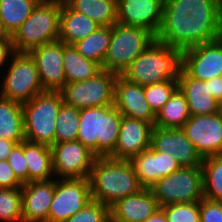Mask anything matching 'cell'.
<instances>
[{"label": "cell", "mask_w": 222, "mask_h": 222, "mask_svg": "<svg viewBox=\"0 0 222 222\" xmlns=\"http://www.w3.org/2000/svg\"><path fill=\"white\" fill-rule=\"evenodd\" d=\"M62 0H41L30 16L11 35L15 52L33 48L59 39Z\"/></svg>", "instance_id": "obj_5"}, {"label": "cell", "mask_w": 222, "mask_h": 222, "mask_svg": "<svg viewBox=\"0 0 222 222\" xmlns=\"http://www.w3.org/2000/svg\"><path fill=\"white\" fill-rule=\"evenodd\" d=\"M23 222H48V214L54 197L55 178L23 184Z\"/></svg>", "instance_id": "obj_21"}, {"label": "cell", "mask_w": 222, "mask_h": 222, "mask_svg": "<svg viewBox=\"0 0 222 222\" xmlns=\"http://www.w3.org/2000/svg\"><path fill=\"white\" fill-rule=\"evenodd\" d=\"M117 22L141 27L157 36L163 13V0H116Z\"/></svg>", "instance_id": "obj_17"}, {"label": "cell", "mask_w": 222, "mask_h": 222, "mask_svg": "<svg viewBox=\"0 0 222 222\" xmlns=\"http://www.w3.org/2000/svg\"><path fill=\"white\" fill-rule=\"evenodd\" d=\"M218 4H219V12L222 18V0H218Z\"/></svg>", "instance_id": "obj_46"}, {"label": "cell", "mask_w": 222, "mask_h": 222, "mask_svg": "<svg viewBox=\"0 0 222 222\" xmlns=\"http://www.w3.org/2000/svg\"><path fill=\"white\" fill-rule=\"evenodd\" d=\"M91 201L89 178L56 179L48 222H65Z\"/></svg>", "instance_id": "obj_11"}, {"label": "cell", "mask_w": 222, "mask_h": 222, "mask_svg": "<svg viewBox=\"0 0 222 222\" xmlns=\"http://www.w3.org/2000/svg\"><path fill=\"white\" fill-rule=\"evenodd\" d=\"M0 222H23L22 188H0Z\"/></svg>", "instance_id": "obj_34"}, {"label": "cell", "mask_w": 222, "mask_h": 222, "mask_svg": "<svg viewBox=\"0 0 222 222\" xmlns=\"http://www.w3.org/2000/svg\"><path fill=\"white\" fill-rule=\"evenodd\" d=\"M110 41L111 26H101L94 33L72 45L84 58L95 61L102 66Z\"/></svg>", "instance_id": "obj_31"}, {"label": "cell", "mask_w": 222, "mask_h": 222, "mask_svg": "<svg viewBox=\"0 0 222 222\" xmlns=\"http://www.w3.org/2000/svg\"><path fill=\"white\" fill-rule=\"evenodd\" d=\"M153 127L151 123L122 116L115 149L107 157L130 161L151 146Z\"/></svg>", "instance_id": "obj_18"}, {"label": "cell", "mask_w": 222, "mask_h": 222, "mask_svg": "<svg viewBox=\"0 0 222 222\" xmlns=\"http://www.w3.org/2000/svg\"><path fill=\"white\" fill-rule=\"evenodd\" d=\"M63 102L60 92L45 91L22 104L26 141L54 145L56 119Z\"/></svg>", "instance_id": "obj_6"}, {"label": "cell", "mask_w": 222, "mask_h": 222, "mask_svg": "<svg viewBox=\"0 0 222 222\" xmlns=\"http://www.w3.org/2000/svg\"><path fill=\"white\" fill-rule=\"evenodd\" d=\"M23 184L17 179L7 160H0V188L14 189Z\"/></svg>", "instance_id": "obj_40"}, {"label": "cell", "mask_w": 222, "mask_h": 222, "mask_svg": "<svg viewBox=\"0 0 222 222\" xmlns=\"http://www.w3.org/2000/svg\"><path fill=\"white\" fill-rule=\"evenodd\" d=\"M130 163L144 188H150L162 177L181 168L171 154L157 152L151 146L133 157Z\"/></svg>", "instance_id": "obj_20"}, {"label": "cell", "mask_w": 222, "mask_h": 222, "mask_svg": "<svg viewBox=\"0 0 222 222\" xmlns=\"http://www.w3.org/2000/svg\"><path fill=\"white\" fill-rule=\"evenodd\" d=\"M63 66L66 83L85 81L102 71L99 63L84 58L73 45L65 43H63Z\"/></svg>", "instance_id": "obj_27"}, {"label": "cell", "mask_w": 222, "mask_h": 222, "mask_svg": "<svg viewBox=\"0 0 222 222\" xmlns=\"http://www.w3.org/2000/svg\"><path fill=\"white\" fill-rule=\"evenodd\" d=\"M7 161L17 179L22 184L28 183V168L26 158L24 157V141L18 143L12 149Z\"/></svg>", "instance_id": "obj_38"}, {"label": "cell", "mask_w": 222, "mask_h": 222, "mask_svg": "<svg viewBox=\"0 0 222 222\" xmlns=\"http://www.w3.org/2000/svg\"><path fill=\"white\" fill-rule=\"evenodd\" d=\"M199 211L200 222H222V202L202 198Z\"/></svg>", "instance_id": "obj_39"}, {"label": "cell", "mask_w": 222, "mask_h": 222, "mask_svg": "<svg viewBox=\"0 0 222 222\" xmlns=\"http://www.w3.org/2000/svg\"><path fill=\"white\" fill-rule=\"evenodd\" d=\"M210 89L213 97L220 102L222 100V79L221 77H216L210 79Z\"/></svg>", "instance_id": "obj_43"}, {"label": "cell", "mask_w": 222, "mask_h": 222, "mask_svg": "<svg viewBox=\"0 0 222 222\" xmlns=\"http://www.w3.org/2000/svg\"><path fill=\"white\" fill-rule=\"evenodd\" d=\"M219 113L222 115V100L219 102Z\"/></svg>", "instance_id": "obj_47"}, {"label": "cell", "mask_w": 222, "mask_h": 222, "mask_svg": "<svg viewBox=\"0 0 222 222\" xmlns=\"http://www.w3.org/2000/svg\"><path fill=\"white\" fill-rule=\"evenodd\" d=\"M190 116L186 98L177 88L156 114L154 126L170 129L182 128Z\"/></svg>", "instance_id": "obj_28"}, {"label": "cell", "mask_w": 222, "mask_h": 222, "mask_svg": "<svg viewBox=\"0 0 222 222\" xmlns=\"http://www.w3.org/2000/svg\"><path fill=\"white\" fill-rule=\"evenodd\" d=\"M202 159L222 155V115H191L181 128Z\"/></svg>", "instance_id": "obj_13"}, {"label": "cell", "mask_w": 222, "mask_h": 222, "mask_svg": "<svg viewBox=\"0 0 222 222\" xmlns=\"http://www.w3.org/2000/svg\"><path fill=\"white\" fill-rule=\"evenodd\" d=\"M89 181L91 199L108 207L144 189L130 161L109 157L95 159Z\"/></svg>", "instance_id": "obj_2"}, {"label": "cell", "mask_w": 222, "mask_h": 222, "mask_svg": "<svg viewBox=\"0 0 222 222\" xmlns=\"http://www.w3.org/2000/svg\"><path fill=\"white\" fill-rule=\"evenodd\" d=\"M14 53L12 37L10 35L4 40H0V71L3 70V67L6 68Z\"/></svg>", "instance_id": "obj_41"}, {"label": "cell", "mask_w": 222, "mask_h": 222, "mask_svg": "<svg viewBox=\"0 0 222 222\" xmlns=\"http://www.w3.org/2000/svg\"><path fill=\"white\" fill-rule=\"evenodd\" d=\"M182 69L194 79L209 80L222 74V36L182 53Z\"/></svg>", "instance_id": "obj_14"}, {"label": "cell", "mask_w": 222, "mask_h": 222, "mask_svg": "<svg viewBox=\"0 0 222 222\" xmlns=\"http://www.w3.org/2000/svg\"><path fill=\"white\" fill-rule=\"evenodd\" d=\"M168 222H200L199 201L160 207Z\"/></svg>", "instance_id": "obj_36"}, {"label": "cell", "mask_w": 222, "mask_h": 222, "mask_svg": "<svg viewBox=\"0 0 222 222\" xmlns=\"http://www.w3.org/2000/svg\"><path fill=\"white\" fill-rule=\"evenodd\" d=\"M0 138L25 141L22 104L0 96Z\"/></svg>", "instance_id": "obj_26"}, {"label": "cell", "mask_w": 222, "mask_h": 222, "mask_svg": "<svg viewBox=\"0 0 222 222\" xmlns=\"http://www.w3.org/2000/svg\"><path fill=\"white\" fill-rule=\"evenodd\" d=\"M221 36L218 0H163L157 41L183 51Z\"/></svg>", "instance_id": "obj_1"}, {"label": "cell", "mask_w": 222, "mask_h": 222, "mask_svg": "<svg viewBox=\"0 0 222 222\" xmlns=\"http://www.w3.org/2000/svg\"><path fill=\"white\" fill-rule=\"evenodd\" d=\"M80 127L77 140L98 157H107L119 136L122 114L114 105L79 109Z\"/></svg>", "instance_id": "obj_4"}, {"label": "cell", "mask_w": 222, "mask_h": 222, "mask_svg": "<svg viewBox=\"0 0 222 222\" xmlns=\"http://www.w3.org/2000/svg\"><path fill=\"white\" fill-rule=\"evenodd\" d=\"M151 147L157 152L171 154L181 167L202 165V157L181 128L170 129L154 126L151 134Z\"/></svg>", "instance_id": "obj_16"}, {"label": "cell", "mask_w": 222, "mask_h": 222, "mask_svg": "<svg viewBox=\"0 0 222 222\" xmlns=\"http://www.w3.org/2000/svg\"><path fill=\"white\" fill-rule=\"evenodd\" d=\"M17 144L15 141L0 138V160H7Z\"/></svg>", "instance_id": "obj_42"}, {"label": "cell", "mask_w": 222, "mask_h": 222, "mask_svg": "<svg viewBox=\"0 0 222 222\" xmlns=\"http://www.w3.org/2000/svg\"><path fill=\"white\" fill-rule=\"evenodd\" d=\"M156 37L148 30L116 23L111 26V41L102 64V70L122 75L136 57Z\"/></svg>", "instance_id": "obj_7"}, {"label": "cell", "mask_w": 222, "mask_h": 222, "mask_svg": "<svg viewBox=\"0 0 222 222\" xmlns=\"http://www.w3.org/2000/svg\"><path fill=\"white\" fill-rule=\"evenodd\" d=\"M178 88L186 98L190 115H211L219 112V102L211 93L210 79H194L181 69Z\"/></svg>", "instance_id": "obj_23"}, {"label": "cell", "mask_w": 222, "mask_h": 222, "mask_svg": "<svg viewBox=\"0 0 222 222\" xmlns=\"http://www.w3.org/2000/svg\"><path fill=\"white\" fill-rule=\"evenodd\" d=\"M144 222H168V221L164 212L159 208L153 215H151Z\"/></svg>", "instance_id": "obj_44"}, {"label": "cell", "mask_w": 222, "mask_h": 222, "mask_svg": "<svg viewBox=\"0 0 222 222\" xmlns=\"http://www.w3.org/2000/svg\"><path fill=\"white\" fill-rule=\"evenodd\" d=\"M178 88V79L144 86L145 99L156 115Z\"/></svg>", "instance_id": "obj_35"}, {"label": "cell", "mask_w": 222, "mask_h": 222, "mask_svg": "<svg viewBox=\"0 0 222 222\" xmlns=\"http://www.w3.org/2000/svg\"><path fill=\"white\" fill-rule=\"evenodd\" d=\"M201 167L204 198L222 202V155L204 158Z\"/></svg>", "instance_id": "obj_32"}, {"label": "cell", "mask_w": 222, "mask_h": 222, "mask_svg": "<svg viewBox=\"0 0 222 222\" xmlns=\"http://www.w3.org/2000/svg\"><path fill=\"white\" fill-rule=\"evenodd\" d=\"M65 222H110L109 207L91 199Z\"/></svg>", "instance_id": "obj_37"}, {"label": "cell", "mask_w": 222, "mask_h": 222, "mask_svg": "<svg viewBox=\"0 0 222 222\" xmlns=\"http://www.w3.org/2000/svg\"><path fill=\"white\" fill-rule=\"evenodd\" d=\"M34 59L44 91L59 92L66 84L63 42L43 44L28 52Z\"/></svg>", "instance_id": "obj_15"}, {"label": "cell", "mask_w": 222, "mask_h": 222, "mask_svg": "<svg viewBox=\"0 0 222 222\" xmlns=\"http://www.w3.org/2000/svg\"><path fill=\"white\" fill-rule=\"evenodd\" d=\"M8 33L4 30L1 22H0V40H4L8 37Z\"/></svg>", "instance_id": "obj_45"}, {"label": "cell", "mask_w": 222, "mask_h": 222, "mask_svg": "<svg viewBox=\"0 0 222 222\" xmlns=\"http://www.w3.org/2000/svg\"><path fill=\"white\" fill-rule=\"evenodd\" d=\"M41 0H0V22L12 35L30 16Z\"/></svg>", "instance_id": "obj_30"}, {"label": "cell", "mask_w": 222, "mask_h": 222, "mask_svg": "<svg viewBox=\"0 0 222 222\" xmlns=\"http://www.w3.org/2000/svg\"><path fill=\"white\" fill-rule=\"evenodd\" d=\"M101 25L84 14L72 10L63 0L60 11L59 39L66 45H72L94 33Z\"/></svg>", "instance_id": "obj_24"}, {"label": "cell", "mask_w": 222, "mask_h": 222, "mask_svg": "<svg viewBox=\"0 0 222 222\" xmlns=\"http://www.w3.org/2000/svg\"><path fill=\"white\" fill-rule=\"evenodd\" d=\"M117 74L102 70L85 81L66 83L59 91L63 101L75 108L113 105Z\"/></svg>", "instance_id": "obj_10"}, {"label": "cell", "mask_w": 222, "mask_h": 222, "mask_svg": "<svg viewBox=\"0 0 222 222\" xmlns=\"http://www.w3.org/2000/svg\"><path fill=\"white\" fill-rule=\"evenodd\" d=\"M24 157L28 168V182L54 178L51 147L25 140Z\"/></svg>", "instance_id": "obj_25"}, {"label": "cell", "mask_w": 222, "mask_h": 222, "mask_svg": "<svg viewBox=\"0 0 222 222\" xmlns=\"http://www.w3.org/2000/svg\"><path fill=\"white\" fill-rule=\"evenodd\" d=\"M54 178H89L98 157L78 140L55 143L52 147Z\"/></svg>", "instance_id": "obj_12"}, {"label": "cell", "mask_w": 222, "mask_h": 222, "mask_svg": "<svg viewBox=\"0 0 222 222\" xmlns=\"http://www.w3.org/2000/svg\"><path fill=\"white\" fill-rule=\"evenodd\" d=\"M72 10L84 14L101 26L117 23L116 0H63Z\"/></svg>", "instance_id": "obj_29"}, {"label": "cell", "mask_w": 222, "mask_h": 222, "mask_svg": "<svg viewBox=\"0 0 222 222\" xmlns=\"http://www.w3.org/2000/svg\"><path fill=\"white\" fill-rule=\"evenodd\" d=\"M114 107L129 118L151 123L154 126L156 115L145 99L144 86L130 82L117 75L114 85Z\"/></svg>", "instance_id": "obj_19"}, {"label": "cell", "mask_w": 222, "mask_h": 222, "mask_svg": "<svg viewBox=\"0 0 222 222\" xmlns=\"http://www.w3.org/2000/svg\"><path fill=\"white\" fill-rule=\"evenodd\" d=\"M181 49L156 39L134 59L122 76L140 86L178 79L182 69Z\"/></svg>", "instance_id": "obj_3"}, {"label": "cell", "mask_w": 222, "mask_h": 222, "mask_svg": "<svg viewBox=\"0 0 222 222\" xmlns=\"http://www.w3.org/2000/svg\"><path fill=\"white\" fill-rule=\"evenodd\" d=\"M79 127V109L63 102L56 119L54 144L77 140Z\"/></svg>", "instance_id": "obj_33"}, {"label": "cell", "mask_w": 222, "mask_h": 222, "mask_svg": "<svg viewBox=\"0 0 222 222\" xmlns=\"http://www.w3.org/2000/svg\"><path fill=\"white\" fill-rule=\"evenodd\" d=\"M8 65L4 76H0L1 97L23 104L45 92L35 61L28 52H15Z\"/></svg>", "instance_id": "obj_8"}, {"label": "cell", "mask_w": 222, "mask_h": 222, "mask_svg": "<svg viewBox=\"0 0 222 222\" xmlns=\"http://www.w3.org/2000/svg\"><path fill=\"white\" fill-rule=\"evenodd\" d=\"M159 208L151 189L144 188L109 207L110 222H144Z\"/></svg>", "instance_id": "obj_22"}, {"label": "cell", "mask_w": 222, "mask_h": 222, "mask_svg": "<svg viewBox=\"0 0 222 222\" xmlns=\"http://www.w3.org/2000/svg\"><path fill=\"white\" fill-rule=\"evenodd\" d=\"M150 189L159 207L200 201L204 198L202 167H181L159 179Z\"/></svg>", "instance_id": "obj_9"}]
</instances>
